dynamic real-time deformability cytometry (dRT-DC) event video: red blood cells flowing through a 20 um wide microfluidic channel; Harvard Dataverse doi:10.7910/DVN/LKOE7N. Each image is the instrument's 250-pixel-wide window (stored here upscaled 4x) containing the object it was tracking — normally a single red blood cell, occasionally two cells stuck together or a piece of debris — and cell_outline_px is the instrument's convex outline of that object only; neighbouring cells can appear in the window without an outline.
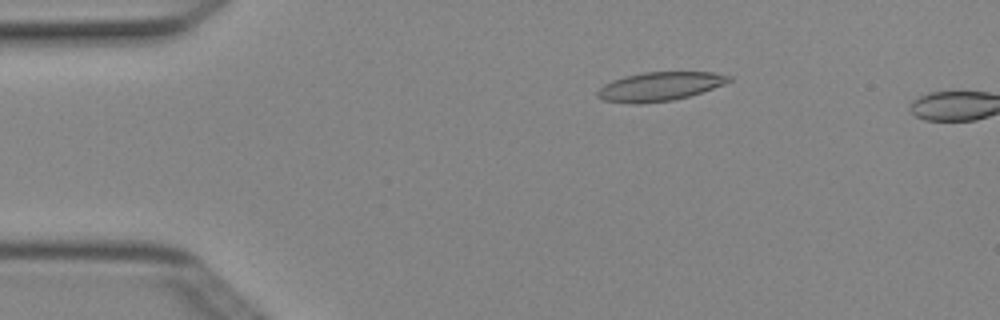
{"species": "Egyptian fruit bat (a non-hibernating species)", "species_latin": "Rousettus aegyptiacus", "temperature_condition": "cold", "stored_images_in_passage": 3, "camera_frame_rate_fps": 3000, "um_per_image_px": 0.085, "animal": {"sex": "female"}, "frame": {"image": 1, "passage_image": 2, "time_ms": 0.333, "image_size_px": [1000, 320], "cell_outline_px": [[732, 80], [724, 84], [688, 96], [672, 100], [636, 104], [632, 104], [604, 100], [596, 96], [596, 92], [604, 84], [612, 80], [624, 76], [640, 72], [712, 72], [732, 76]], "centroid_in_image_um": [56.04, 7.34], "position_along_channel_um": 29.0, "area_um2": 22.02}}